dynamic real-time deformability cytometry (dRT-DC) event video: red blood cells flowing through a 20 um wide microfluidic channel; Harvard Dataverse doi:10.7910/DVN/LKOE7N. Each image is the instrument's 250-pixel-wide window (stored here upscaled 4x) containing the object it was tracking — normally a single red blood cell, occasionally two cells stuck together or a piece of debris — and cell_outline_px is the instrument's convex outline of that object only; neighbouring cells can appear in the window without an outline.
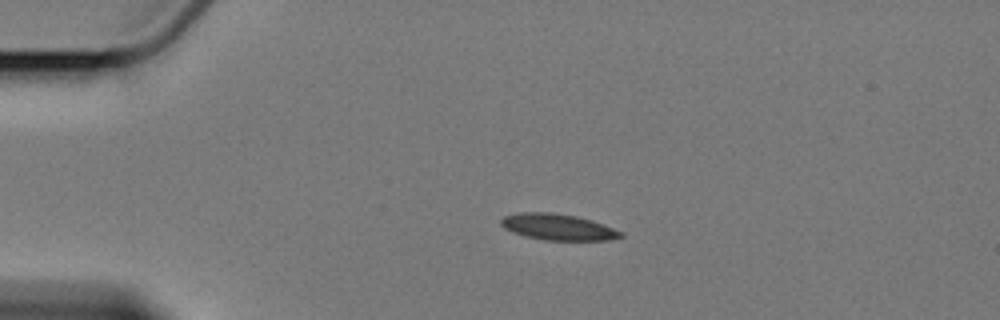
{"species": "Egyptian fruit bat (a non-hibernating species)", "species_latin": "Rousettus aegyptiacus", "temperature_condition": "cold", "stored_images_in_passage": 3, "camera_frame_rate_fps": 3000, "um_per_image_px": 0.085, "animal": {"sex": "female"}, "frame": {"image": 1, "passage_image": 1, "time_ms": 0.0, "image_size_px": [1000, 320], "cell_outline_px": [[624, 236], [608, 240], [544, 240], [512, 232], [504, 228], [500, 224], [500, 220], [504, 216], [520, 212], [552, 212], [576, 216], [624, 232]], "centroid_in_image_um": [47.39, 19.29], "position_along_channel_um": 37.6, "area_um2": 18.03}}
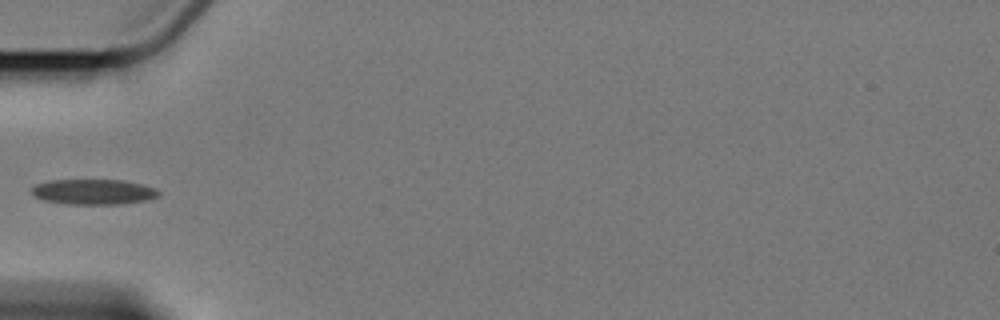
{"frame": {"image": 2, "passage_image": 3, "time_ms": 2.333, "image_size_px": [1000, 320], "cell_outline_px": [[160, 196], [148, 200], [120, 204], [68, 204], [44, 200], [32, 196], [32, 188], [36, 184], [52, 180], [124, 180], [156, 188], [160, 192]], "centroid_in_image_um": [7.97, 16.31], "position_along_channel_um": 77.0, "area_um2": 18.79}}